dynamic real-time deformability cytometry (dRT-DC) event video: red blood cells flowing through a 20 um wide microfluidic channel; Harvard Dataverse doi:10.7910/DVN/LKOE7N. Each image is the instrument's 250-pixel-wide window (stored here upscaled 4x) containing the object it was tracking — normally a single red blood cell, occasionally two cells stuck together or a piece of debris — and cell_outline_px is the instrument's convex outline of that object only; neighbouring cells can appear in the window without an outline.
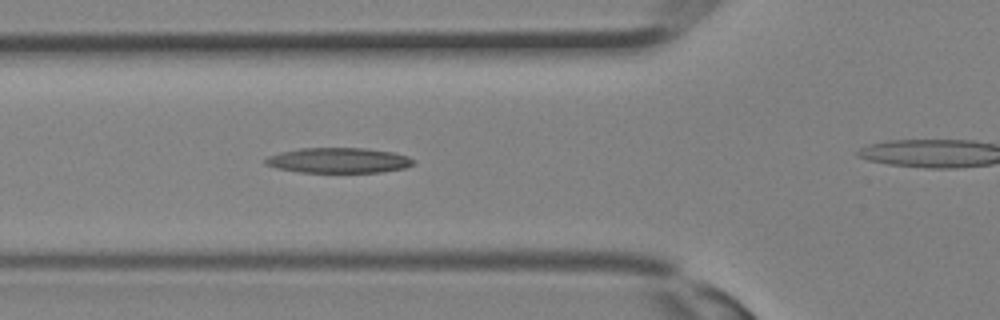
{"species": "Egyptian fruit bat (a non-hibernating species)", "species_latin": "Rousettus aegyptiacus", "temperature_condition": "room temperature", "stored_images_in_passage": 10, "camera_frame_rate_fps": 3000, "um_per_image_px": 0.085, "animal": {"sex": "female"}, "frame": {"image": 1, "passage_image": 5, "time_ms": 1.333, "image_size_px": [1000, 320], "cell_outline_px": [[416, 160], [412, 164], [404, 168], [380, 172], [300, 172], [276, 168], [264, 164], [264, 160], [268, 156], [280, 152], [300, 148], [368, 148], [392, 152], [408, 156]], "centroid_in_image_um": [28.76, 13.63], "position_along_channel_um": 97.0, "area_um2": 21.79}}
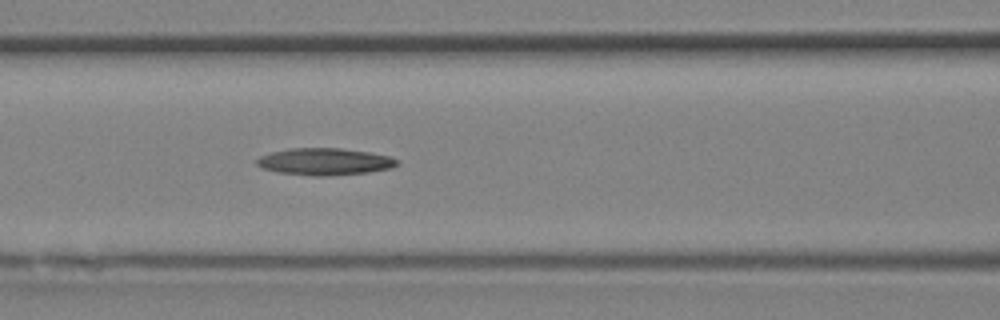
{"frame": {"image": 2, "passage_image": 7, "time_ms": 2.0, "image_size_px": [1000, 320], "cell_outline_px": [[400, 160], [392, 168], [368, 172], [324, 176], [312, 176], [276, 172], [264, 168], [256, 164], [256, 160], [260, 156], [272, 152], [288, 148], [340, 148], [368, 152], [388, 156]], "centroid_in_image_um": [27.58, 13.74], "position_along_channel_um": 139.0, "area_um2": 21.96}}
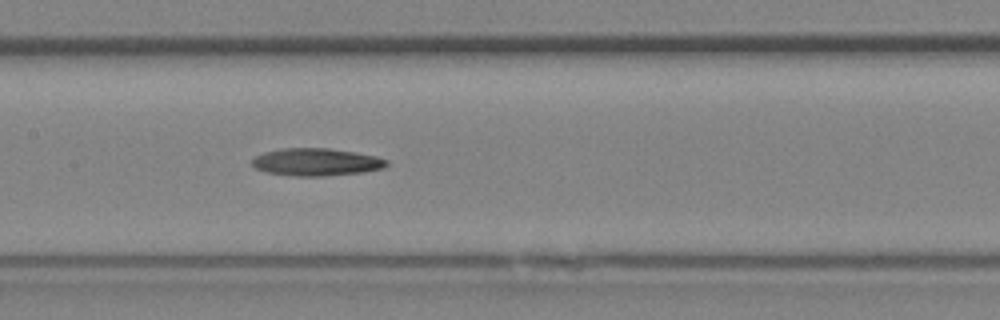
{"frame": {"image": 3, "passage_image": 9, "time_ms": 2.667, "image_size_px": [1000, 320], "cell_outline_px": [[388, 164], [384, 168], [360, 172], [324, 176], [296, 176], [268, 172], [256, 168], [252, 164], [252, 160], [256, 156], [264, 152], [280, 148], [328, 148], [376, 156], [388, 160]], "centroid_in_image_um": [26.88, 13.77], "position_along_channel_um": 180.5, "area_um2": 21.33}}